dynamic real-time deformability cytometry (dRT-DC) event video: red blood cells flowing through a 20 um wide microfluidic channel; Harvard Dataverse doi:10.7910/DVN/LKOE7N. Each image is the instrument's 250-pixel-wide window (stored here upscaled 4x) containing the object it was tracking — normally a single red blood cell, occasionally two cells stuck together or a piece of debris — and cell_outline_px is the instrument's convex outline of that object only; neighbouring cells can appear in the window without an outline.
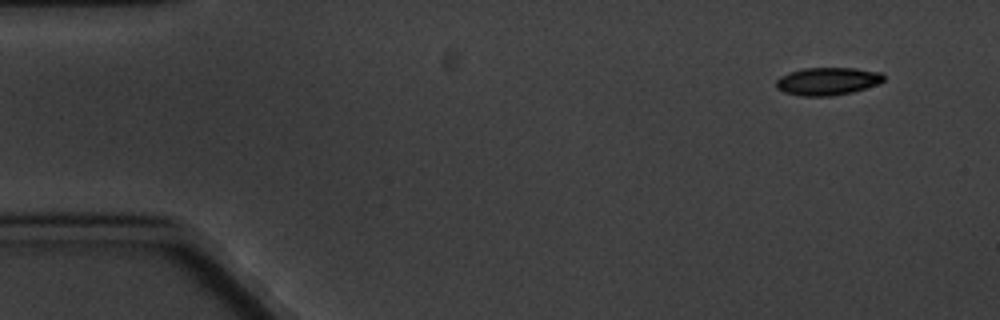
{"species": "common noctule bat (a hibernating species)", "species_latin": "Nyctalus noctula", "temperature_condition": "cold", "stored_images_in_passage": 7, "camera_frame_rate_fps": 3000, "um_per_image_px": 0.085, "animal": {"sex": "male", "body_mass_g": 20.1, "forearm_length_mm": 53.5}, "frame": {"image": 1, "passage_image": 1, "time_ms": 0.0, "image_size_px": [1000, 320], "cell_outline_px": [[884, 80], [880, 84], [852, 92], [832, 96], [800, 96], [784, 92], [776, 88], [776, 80], [780, 76], [788, 72], [804, 68], [856, 68], [880, 72], [884, 76]], "centroid_in_image_um": [70.33, 6.91], "position_along_channel_um": 14.7, "area_um2": 17.57}}
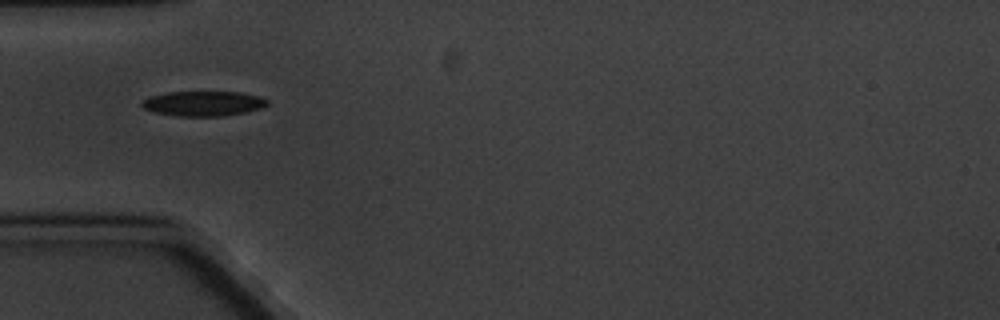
{"frame": {"image": 2, "passage_image": 5, "time_ms": 4.667, "image_size_px": [1000, 320], "cell_outline_px": [[268, 104], [260, 108], [248, 112], [220, 116], [176, 116], [156, 112], [144, 108], [140, 104], [140, 100], [152, 96], [168, 92], [240, 92], [256, 96], [268, 100]], "centroid_in_image_um": [17.26, 8.8], "position_along_channel_um": 67.7, "area_um2": 18.09}}